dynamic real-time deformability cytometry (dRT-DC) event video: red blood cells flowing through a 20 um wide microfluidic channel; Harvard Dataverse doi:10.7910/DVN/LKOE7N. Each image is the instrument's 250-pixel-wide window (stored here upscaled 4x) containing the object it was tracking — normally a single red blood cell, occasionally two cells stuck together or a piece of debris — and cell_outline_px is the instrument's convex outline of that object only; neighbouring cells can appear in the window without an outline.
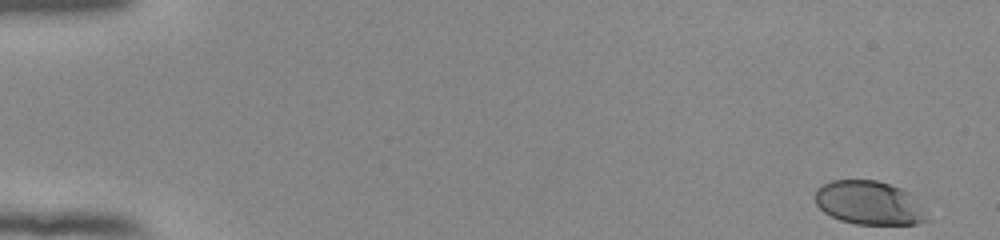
{"species": "human", "species_latin": "Homo sapiens", "temperature_condition": "room temperature", "stored_images_in_passage": 53, "camera_frame_rate_fps": 3000, "um_per_image_px": 0.085, "donor": {"sex": "female"}, "frame": {"image": 1, "passage_image": 1, "time_ms": 0.0, "image_size_px": [1000, 240], "cell_outline_px": [[928, 220], [916, 224], [856, 224], [840, 220], [824, 212], [816, 204], [816, 188], [832, 180], [876, 180], [912, 192], [924, 208]], "centroid_in_image_um": [73.91, 17.24], "position_along_channel_um": 11.1, "area_um2": 28.61}}
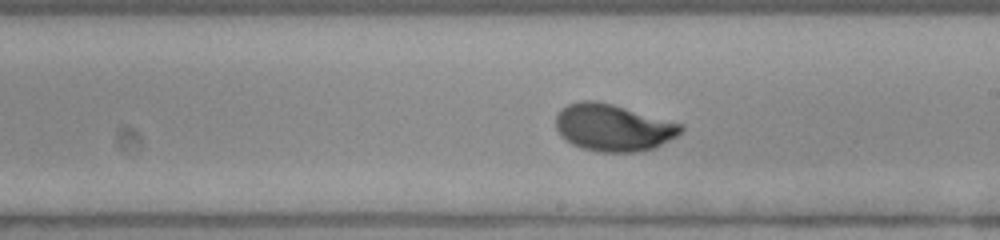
{"frame": {"image": 2, "passage_image": 31, "time_ms": 10.0, "image_size_px": [1000, 240], "cell_outline_px": [[684, 128], [676, 136], [652, 148], [636, 152], [596, 152], [580, 148], [572, 144], [560, 136], [556, 128], [556, 116], [560, 108], [568, 104], [580, 100], [596, 100], [612, 104], [684, 124]], "centroid_in_image_um": [52.07, 10.84], "position_along_channel_um": 236.9, "area_um2": 34.39}}
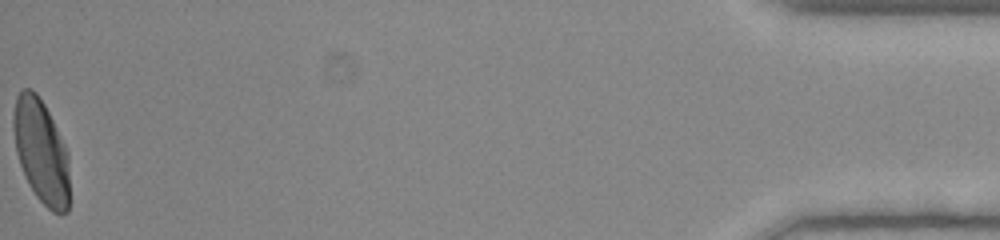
{"frame": {"image": 3, "passage_image": 53, "time_ms": 17.333, "image_size_px": [1000, 240], "cell_outline_px": [[68, 212], [60, 216], [52, 212], [36, 196], [28, 184], [20, 164], [16, 152], [12, 128], [12, 116], [16, 96], [24, 88], [32, 88], [36, 92], [44, 104], [68, 152]], "centroid_in_image_um": [3.47, 12.87], "position_along_channel_um": 431.7, "area_um2": 34.04}, "authors_computed_cell_mechanics": {"area_um2": 33.2928, "velocity_mm_per_s": 3.9034, "shape_relaxation_time_tau1_ms": 3.0122, "shape_relaxation_time_tau2_ms": null, "deformation_change_tau1": 0.1639, "deformation_change_tau2": null}}